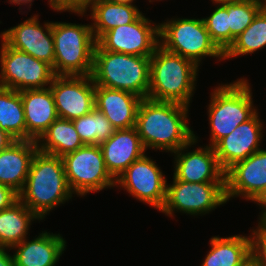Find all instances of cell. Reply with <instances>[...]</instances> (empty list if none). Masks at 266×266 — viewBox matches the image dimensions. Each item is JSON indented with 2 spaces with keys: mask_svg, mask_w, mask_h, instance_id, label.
<instances>
[{
  "mask_svg": "<svg viewBox=\"0 0 266 266\" xmlns=\"http://www.w3.org/2000/svg\"><path fill=\"white\" fill-rule=\"evenodd\" d=\"M247 266H255V265L251 262Z\"/></svg>",
  "mask_w": 266,
  "mask_h": 266,
  "instance_id": "b9f144b4",
  "label": "cell"
},
{
  "mask_svg": "<svg viewBox=\"0 0 266 266\" xmlns=\"http://www.w3.org/2000/svg\"><path fill=\"white\" fill-rule=\"evenodd\" d=\"M35 219L40 220L20 199L0 211V248L8 250L27 239L29 226Z\"/></svg>",
  "mask_w": 266,
  "mask_h": 266,
  "instance_id": "d4e9b609",
  "label": "cell"
},
{
  "mask_svg": "<svg viewBox=\"0 0 266 266\" xmlns=\"http://www.w3.org/2000/svg\"><path fill=\"white\" fill-rule=\"evenodd\" d=\"M227 202L225 182H184L173 176L167 184L166 201L160 210L167 216L174 211L191 215L206 214Z\"/></svg>",
  "mask_w": 266,
  "mask_h": 266,
  "instance_id": "30bf717a",
  "label": "cell"
},
{
  "mask_svg": "<svg viewBox=\"0 0 266 266\" xmlns=\"http://www.w3.org/2000/svg\"><path fill=\"white\" fill-rule=\"evenodd\" d=\"M93 35L97 41L105 32L136 21L142 12L135 5L116 4L109 0H94L89 6Z\"/></svg>",
  "mask_w": 266,
  "mask_h": 266,
  "instance_id": "cb8c5ba5",
  "label": "cell"
},
{
  "mask_svg": "<svg viewBox=\"0 0 266 266\" xmlns=\"http://www.w3.org/2000/svg\"><path fill=\"white\" fill-rule=\"evenodd\" d=\"M94 0H48L50 8H53L54 11H70L75 14L84 15L88 7Z\"/></svg>",
  "mask_w": 266,
  "mask_h": 266,
  "instance_id": "d6a6232c",
  "label": "cell"
},
{
  "mask_svg": "<svg viewBox=\"0 0 266 266\" xmlns=\"http://www.w3.org/2000/svg\"><path fill=\"white\" fill-rule=\"evenodd\" d=\"M188 106L143 98L140 102L136 129L145 150L147 148L178 151L194 139L189 127Z\"/></svg>",
  "mask_w": 266,
  "mask_h": 266,
  "instance_id": "6da1fadb",
  "label": "cell"
},
{
  "mask_svg": "<svg viewBox=\"0 0 266 266\" xmlns=\"http://www.w3.org/2000/svg\"><path fill=\"white\" fill-rule=\"evenodd\" d=\"M208 105V118L213 147L220 139L229 135L239 124L249 120L257 109L253 106L252 92L246 79L220 85L213 90Z\"/></svg>",
  "mask_w": 266,
  "mask_h": 266,
  "instance_id": "8992f818",
  "label": "cell"
},
{
  "mask_svg": "<svg viewBox=\"0 0 266 266\" xmlns=\"http://www.w3.org/2000/svg\"><path fill=\"white\" fill-rule=\"evenodd\" d=\"M153 159L144 154L134 161L118 178L115 186L160 211L166 201L167 180Z\"/></svg>",
  "mask_w": 266,
  "mask_h": 266,
  "instance_id": "8fae6325",
  "label": "cell"
},
{
  "mask_svg": "<svg viewBox=\"0 0 266 266\" xmlns=\"http://www.w3.org/2000/svg\"><path fill=\"white\" fill-rule=\"evenodd\" d=\"M261 11L266 13V0H258Z\"/></svg>",
  "mask_w": 266,
  "mask_h": 266,
  "instance_id": "ab89813d",
  "label": "cell"
},
{
  "mask_svg": "<svg viewBox=\"0 0 266 266\" xmlns=\"http://www.w3.org/2000/svg\"><path fill=\"white\" fill-rule=\"evenodd\" d=\"M262 125L256 112L213 146L218 163L224 172L235 163L261 150L259 146L263 137Z\"/></svg>",
  "mask_w": 266,
  "mask_h": 266,
  "instance_id": "e0dca14e",
  "label": "cell"
},
{
  "mask_svg": "<svg viewBox=\"0 0 266 266\" xmlns=\"http://www.w3.org/2000/svg\"><path fill=\"white\" fill-rule=\"evenodd\" d=\"M255 203H257L260 207H262V213L260 215V221H263L266 218V189L264 190V192L254 201Z\"/></svg>",
  "mask_w": 266,
  "mask_h": 266,
  "instance_id": "8d00e7d4",
  "label": "cell"
},
{
  "mask_svg": "<svg viewBox=\"0 0 266 266\" xmlns=\"http://www.w3.org/2000/svg\"><path fill=\"white\" fill-rule=\"evenodd\" d=\"M151 21L142 14L130 24L105 32L96 42L106 51L151 56L159 46V25H154Z\"/></svg>",
  "mask_w": 266,
  "mask_h": 266,
  "instance_id": "7c38bea8",
  "label": "cell"
},
{
  "mask_svg": "<svg viewBox=\"0 0 266 266\" xmlns=\"http://www.w3.org/2000/svg\"><path fill=\"white\" fill-rule=\"evenodd\" d=\"M18 200V192L7 185L0 184V211L11 207Z\"/></svg>",
  "mask_w": 266,
  "mask_h": 266,
  "instance_id": "836d02e7",
  "label": "cell"
},
{
  "mask_svg": "<svg viewBox=\"0 0 266 266\" xmlns=\"http://www.w3.org/2000/svg\"><path fill=\"white\" fill-rule=\"evenodd\" d=\"M213 1V3H224V2H228V0H211Z\"/></svg>",
  "mask_w": 266,
  "mask_h": 266,
  "instance_id": "60d3db41",
  "label": "cell"
},
{
  "mask_svg": "<svg viewBox=\"0 0 266 266\" xmlns=\"http://www.w3.org/2000/svg\"><path fill=\"white\" fill-rule=\"evenodd\" d=\"M260 10L258 0H229L227 2L230 46L235 38L252 23Z\"/></svg>",
  "mask_w": 266,
  "mask_h": 266,
  "instance_id": "f546056e",
  "label": "cell"
},
{
  "mask_svg": "<svg viewBox=\"0 0 266 266\" xmlns=\"http://www.w3.org/2000/svg\"><path fill=\"white\" fill-rule=\"evenodd\" d=\"M23 103L26 140L38 141L58 118L50 87L20 91Z\"/></svg>",
  "mask_w": 266,
  "mask_h": 266,
  "instance_id": "ffe728a7",
  "label": "cell"
},
{
  "mask_svg": "<svg viewBox=\"0 0 266 266\" xmlns=\"http://www.w3.org/2000/svg\"><path fill=\"white\" fill-rule=\"evenodd\" d=\"M262 222L266 225V218Z\"/></svg>",
  "mask_w": 266,
  "mask_h": 266,
  "instance_id": "7bdbcfd3",
  "label": "cell"
},
{
  "mask_svg": "<svg viewBox=\"0 0 266 266\" xmlns=\"http://www.w3.org/2000/svg\"><path fill=\"white\" fill-rule=\"evenodd\" d=\"M0 266H15L14 258L6 252V249L0 248Z\"/></svg>",
  "mask_w": 266,
  "mask_h": 266,
  "instance_id": "e575fe53",
  "label": "cell"
},
{
  "mask_svg": "<svg viewBox=\"0 0 266 266\" xmlns=\"http://www.w3.org/2000/svg\"><path fill=\"white\" fill-rule=\"evenodd\" d=\"M65 244L60 234L44 231L32 241L24 239L10 250L17 249L13 255L15 266H55L66 249Z\"/></svg>",
  "mask_w": 266,
  "mask_h": 266,
  "instance_id": "7402d4cb",
  "label": "cell"
},
{
  "mask_svg": "<svg viewBox=\"0 0 266 266\" xmlns=\"http://www.w3.org/2000/svg\"><path fill=\"white\" fill-rule=\"evenodd\" d=\"M55 76H86L93 70L96 40L90 24L52 22Z\"/></svg>",
  "mask_w": 266,
  "mask_h": 266,
  "instance_id": "5b68a950",
  "label": "cell"
},
{
  "mask_svg": "<svg viewBox=\"0 0 266 266\" xmlns=\"http://www.w3.org/2000/svg\"><path fill=\"white\" fill-rule=\"evenodd\" d=\"M109 1L116 4H126V5H133L132 3L134 2V0H109Z\"/></svg>",
  "mask_w": 266,
  "mask_h": 266,
  "instance_id": "f35d334b",
  "label": "cell"
},
{
  "mask_svg": "<svg viewBox=\"0 0 266 266\" xmlns=\"http://www.w3.org/2000/svg\"><path fill=\"white\" fill-rule=\"evenodd\" d=\"M33 0H9V3L11 4H17V5H23V4H30L32 6Z\"/></svg>",
  "mask_w": 266,
  "mask_h": 266,
  "instance_id": "74e56055",
  "label": "cell"
},
{
  "mask_svg": "<svg viewBox=\"0 0 266 266\" xmlns=\"http://www.w3.org/2000/svg\"><path fill=\"white\" fill-rule=\"evenodd\" d=\"M99 146L105 166L115 180L146 151L136 127L115 129L113 135Z\"/></svg>",
  "mask_w": 266,
  "mask_h": 266,
  "instance_id": "ac0fdd59",
  "label": "cell"
},
{
  "mask_svg": "<svg viewBox=\"0 0 266 266\" xmlns=\"http://www.w3.org/2000/svg\"><path fill=\"white\" fill-rule=\"evenodd\" d=\"M141 100V97L127 91L95 86V108L105 115L115 129L136 126Z\"/></svg>",
  "mask_w": 266,
  "mask_h": 266,
  "instance_id": "d6986e66",
  "label": "cell"
},
{
  "mask_svg": "<svg viewBox=\"0 0 266 266\" xmlns=\"http://www.w3.org/2000/svg\"><path fill=\"white\" fill-rule=\"evenodd\" d=\"M1 43L0 87L23 91L51 85L55 74L50 64L9 47L3 40Z\"/></svg>",
  "mask_w": 266,
  "mask_h": 266,
  "instance_id": "9c48e42d",
  "label": "cell"
},
{
  "mask_svg": "<svg viewBox=\"0 0 266 266\" xmlns=\"http://www.w3.org/2000/svg\"><path fill=\"white\" fill-rule=\"evenodd\" d=\"M266 47V13L259 11L252 23L235 38L224 59L248 55Z\"/></svg>",
  "mask_w": 266,
  "mask_h": 266,
  "instance_id": "83f0119b",
  "label": "cell"
},
{
  "mask_svg": "<svg viewBox=\"0 0 266 266\" xmlns=\"http://www.w3.org/2000/svg\"><path fill=\"white\" fill-rule=\"evenodd\" d=\"M0 128L15 140H26V124L20 91L0 87Z\"/></svg>",
  "mask_w": 266,
  "mask_h": 266,
  "instance_id": "4316f807",
  "label": "cell"
},
{
  "mask_svg": "<svg viewBox=\"0 0 266 266\" xmlns=\"http://www.w3.org/2000/svg\"><path fill=\"white\" fill-rule=\"evenodd\" d=\"M37 145L39 151L58 157H63L84 146L73 122L59 117L40 137Z\"/></svg>",
  "mask_w": 266,
  "mask_h": 266,
  "instance_id": "484cf974",
  "label": "cell"
},
{
  "mask_svg": "<svg viewBox=\"0 0 266 266\" xmlns=\"http://www.w3.org/2000/svg\"><path fill=\"white\" fill-rule=\"evenodd\" d=\"M251 260L255 266H266V225L258 222L251 233Z\"/></svg>",
  "mask_w": 266,
  "mask_h": 266,
  "instance_id": "1f68e13d",
  "label": "cell"
},
{
  "mask_svg": "<svg viewBox=\"0 0 266 266\" xmlns=\"http://www.w3.org/2000/svg\"><path fill=\"white\" fill-rule=\"evenodd\" d=\"M15 139L0 128V151L7 148Z\"/></svg>",
  "mask_w": 266,
  "mask_h": 266,
  "instance_id": "d590c367",
  "label": "cell"
},
{
  "mask_svg": "<svg viewBox=\"0 0 266 266\" xmlns=\"http://www.w3.org/2000/svg\"><path fill=\"white\" fill-rule=\"evenodd\" d=\"M38 150L36 141L15 140L0 151V184L20 193L26 183L31 161Z\"/></svg>",
  "mask_w": 266,
  "mask_h": 266,
  "instance_id": "44dd1931",
  "label": "cell"
},
{
  "mask_svg": "<svg viewBox=\"0 0 266 266\" xmlns=\"http://www.w3.org/2000/svg\"><path fill=\"white\" fill-rule=\"evenodd\" d=\"M209 242L211 249L201 266H247L252 262L250 236H214Z\"/></svg>",
  "mask_w": 266,
  "mask_h": 266,
  "instance_id": "603a6c76",
  "label": "cell"
},
{
  "mask_svg": "<svg viewBox=\"0 0 266 266\" xmlns=\"http://www.w3.org/2000/svg\"><path fill=\"white\" fill-rule=\"evenodd\" d=\"M49 87L59 118L73 121L95 108V84L91 75L55 76Z\"/></svg>",
  "mask_w": 266,
  "mask_h": 266,
  "instance_id": "4fadbf2b",
  "label": "cell"
},
{
  "mask_svg": "<svg viewBox=\"0 0 266 266\" xmlns=\"http://www.w3.org/2000/svg\"><path fill=\"white\" fill-rule=\"evenodd\" d=\"M91 77L95 86L118 89L147 98L150 86V56L128 55L94 49Z\"/></svg>",
  "mask_w": 266,
  "mask_h": 266,
  "instance_id": "277c9868",
  "label": "cell"
},
{
  "mask_svg": "<svg viewBox=\"0 0 266 266\" xmlns=\"http://www.w3.org/2000/svg\"><path fill=\"white\" fill-rule=\"evenodd\" d=\"M217 8L206 18H203L206 29L217 47L225 53L230 47L229 15L227 2L217 3Z\"/></svg>",
  "mask_w": 266,
  "mask_h": 266,
  "instance_id": "4dcf8cb0",
  "label": "cell"
},
{
  "mask_svg": "<svg viewBox=\"0 0 266 266\" xmlns=\"http://www.w3.org/2000/svg\"><path fill=\"white\" fill-rule=\"evenodd\" d=\"M38 16H32L23 23L2 32L0 37L9 47L45 61L53 68L55 52L52 22L44 23L43 27L38 21Z\"/></svg>",
  "mask_w": 266,
  "mask_h": 266,
  "instance_id": "5bb4252c",
  "label": "cell"
},
{
  "mask_svg": "<svg viewBox=\"0 0 266 266\" xmlns=\"http://www.w3.org/2000/svg\"><path fill=\"white\" fill-rule=\"evenodd\" d=\"M72 122L84 145H100L115 131L111 122L97 108Z\"/></svg>",
  "mask_w": 266,
  "mask_h": 266,
  "instance_id": "f1b7e54d",
  "label": "cell"
},
{
  "mask_svg": "<svg viewBox=\"0 0 266 266\" xmlns=\"http://www.w3.org/2000/svg\"><path fill=\"white\" fill-rule=\"evenodd\" d=\"M197 138L194 136L189 144L173 152L176 157L173 176L184 182H225V172L218 163L213 147L206 145L204 148L199 147L197 150L184 153L188 151V147L197 143Z\"/></svg>",
  "mask_w": 266,
  "mask_h": 266,
  "instance_id": "2e32d148",
  "label": "cell"
},
{
  "mask_svg": "<svg viewBox=\"0 0 266 266\" xmlns=\"http://www.w3.org/2000/svg\"><path fill=\"white\" fill-rule=\"evenodd\" d=\"M62 160L68 185L79 196L115 186L99 145H84L64 155Z\"/></svg>",
  "mask_w": 266,
  "mask_h": 266,
  "instance_id": "ba28073f",
  "label": "cell"
},
{
  "mask_svg": "<svg viewBox=\"0 0 266 266\" xmlns=\"http://www.w3.org/2000/svg\"><path fill=\"white\" fill-rule=\"evenodd\" d=\"M158 25L159 45L166 51L189 59L197 66L207 56L224 60V53L211 39L203 18H176Z\"/></svg>",
  "mask_w": 266,
  "mask_h": 266,
  "instance_id": "52a82bcc",
  "label": "cell"
},
{
  "mask_svg": "<svg viewBox=\"0 0 266 266\" xmlns=\"http://www.w3.org/2000/svg\"><path fill=\"white\" fill-rule=\"evenodd\" d=\"M198 71L194 62L168 52L159 45L150 56V86L147 98L189 107Z\"/></svg>",
  "mask_w": 266,
  "mask_h": 266,
  "instance_id": "3957f363",
  "label": "cell"
},
{
  "mask_svg": "<svg viewBox=\"0 0 266 266\" xmlns=\"http://www.w3.org/2000/svg\"><path fill=\"white\" fill-rule=\"evenodd\" d=\"M72 194L62 157L37 150L19 199L43 220L53 208L71 199Z\"/></svg>",
  "mask_w": 266,
  "mask_h": 266,
  "instance_id": "7a4b0ae2",
  "label": "cell"
},
{
  "mask_svg": "<svg viewBox=\"0 0 266 266\" xmlns=\"http://www.w3.org/2000/svg\"><path fill=\"white\" fill-rule=\"evenodd\" d=\"M227 201L245 197L255 201L266 189V150L261 149L225 172Z\"/></svg>",
  "mask_w": 266,
  "mask_h": 266,
  "instance_id": "9a60e30c",
  "label": "cell"
}]
</instances>
